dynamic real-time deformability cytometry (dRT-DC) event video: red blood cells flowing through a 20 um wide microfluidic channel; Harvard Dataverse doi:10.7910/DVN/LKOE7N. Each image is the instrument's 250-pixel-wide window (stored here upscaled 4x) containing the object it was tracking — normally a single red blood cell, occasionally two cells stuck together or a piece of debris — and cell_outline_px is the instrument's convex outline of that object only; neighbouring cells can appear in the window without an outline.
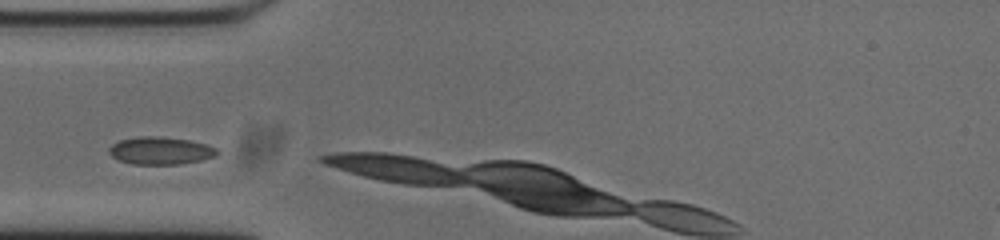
{"species": "common noctule bat (a hibernating species)", "species_latin": "Nyctalus noctula", "temperature_condition": "cold", "stored_images_in_passage": 3, "camera_frame_rate_fps": 3000, "um_per_image_px": 0.085, "animal": {"sex": "male", "body_mass_g": 20.0, "forearm_length_mm": 53.3}, "frame": {"image": 1, "passage_image": 1, "time_ms": 0.0, "image_size_px": [1000, 240], "cell_outline_px": [[220, 152], [216, 156], [200, 160], [180, 164], [132, 164], [120, 160], [112, 156], [108, 152], [108, 148], [112, 144], [120, 140], [140, 136], [160, 136], [188, 140], [204, 144], [216, 148]], "centroid_in_image_um": [13.63, 12.8], "position_along_channel_um": 71.4, "area_um2": 17.28}}